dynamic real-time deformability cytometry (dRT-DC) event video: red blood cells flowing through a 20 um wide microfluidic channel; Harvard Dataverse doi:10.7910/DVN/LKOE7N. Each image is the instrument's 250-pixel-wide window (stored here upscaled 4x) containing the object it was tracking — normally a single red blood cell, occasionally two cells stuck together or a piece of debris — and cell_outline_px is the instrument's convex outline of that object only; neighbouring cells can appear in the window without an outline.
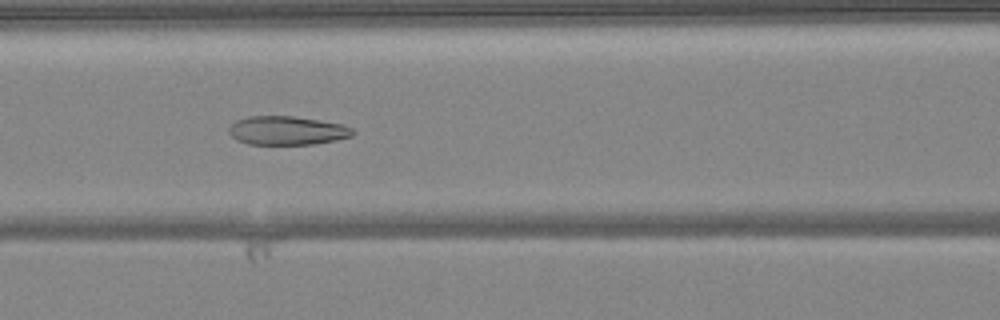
{"species": "common noctule bat (a hibernating species)", "species_latin": "Nyctalus noctula", "temperature_condition": "warm", "stored_images_in_passage": 47, "camera_frame_rate_fps": 3000, "um_per_image_px": 0.085, "animal": {"sex": "female", "body_mass_g": 24.6, "forearm_length_mm": 56.2}, "frame": {"image": 1, "passage_image": 22, "time_ms": 7.0, "image_size_px": [1000, 320], "cell_outline_px": [[356, 132], [352, 136], [336, 140], [316, 144], [248, 144], [236, 140], [228, 132], [228, 128], [236, 120], [248, 116], [296, 116], [344, 124], [352, 128]], "centroid_in_image_um": [24.42, 11.09], "position_along_channel_um": 142.2, "area_um2": 20.98}}
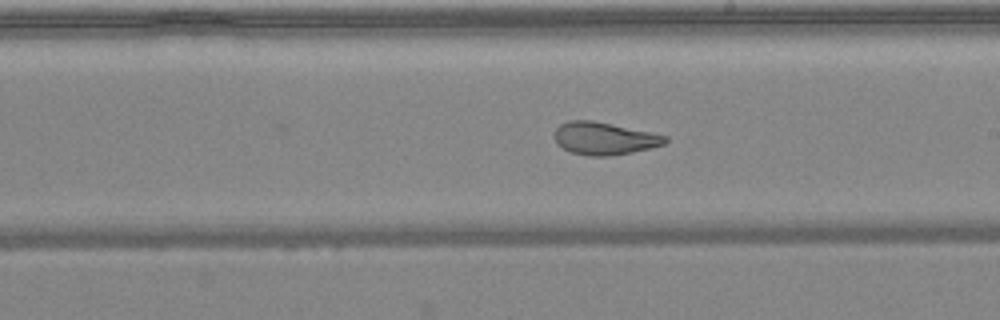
{"frame": {"image": 2, "passage_image": 29, "time_ms": 9.333, "image_size_px": [1000, 320], "cell_outline_px": [[668, 140], [664, 144], [632, 152], [612, 156], [588, 156], [572, 152], [556, 144], [552, 136], [556, 128], [560, 124], [568, 120], [592, 120], [668, 136]], "centroid_in_image_um": [51.31, 11.77], "position_along_channel_um": 237.7, "area_um2": 20.98}}
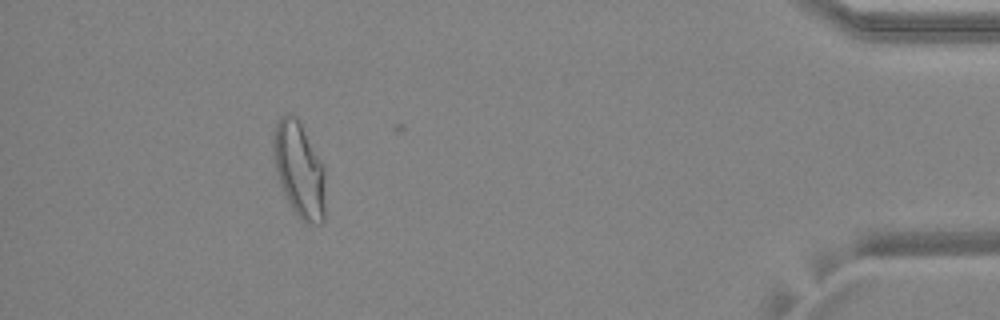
{"frame": {"image": 3, "passage_image": 46, "time_ms": 15.0, "image_size_px": [1000, 320], "cell_outline_px": [[324, 220], [320, 224], [308, 224], [296, 216], [280, 184], [276, 168], [272, 148], [272, 140], [276, 124], [280, 116], [284, 112], [288, 112], [296, 116], [324, 168]], "centroid_in_image_um": [25.41, 14.42], "position_along_channel_um": 409.8, "area_um2": 28.55}, "authors_computed_cell_mechanics": {"area_um2": 23.7558, "velocity_mm_per_s": 4.0919, "shape_relaxation_time_tau1_ms": null, "shape_relaxation_time_tau2_ms": 1.1348, "deformation_change_tau1": null, "deformation_change_tau2": 0.0816}}